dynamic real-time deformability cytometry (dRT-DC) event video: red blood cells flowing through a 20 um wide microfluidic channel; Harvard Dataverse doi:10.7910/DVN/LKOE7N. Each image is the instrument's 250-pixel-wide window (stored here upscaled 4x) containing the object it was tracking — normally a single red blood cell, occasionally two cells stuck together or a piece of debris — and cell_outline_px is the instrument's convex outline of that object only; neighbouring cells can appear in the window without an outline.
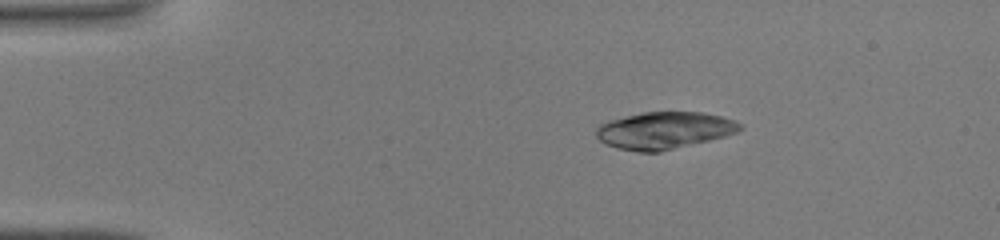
{"species": "common noctule bat (a hibernating species)", "species_latin": "Nyctalus noctula", "temperature_condition": "warm", "stored_images_in_passage": 15, "camera_frame_rate_fps": 3000, "um_per_image_px": 0.085, "animal": {"sex": "male", "body_mass_g": 19.0, "forearm_length_mm": 50.8}, "frame": {"image": 1, "passage_image": 7, "time_ms": 2.0, "image_size_px": [1000, 240], "cell_outline_px": [[744, 128], [736, 132], [724, 136], [660, 152], [640, 152], [616, 148], [600, 140], [596, 136], [596, 128], [600, 124], [608, 120], [640, 112], [700, 112], [720, 116], [736, 120], [744, 124]], "centroid_in_image_um": [56.46, 11.07], "position_along_channel_um": 28.5, "area_um2": 31.1}}